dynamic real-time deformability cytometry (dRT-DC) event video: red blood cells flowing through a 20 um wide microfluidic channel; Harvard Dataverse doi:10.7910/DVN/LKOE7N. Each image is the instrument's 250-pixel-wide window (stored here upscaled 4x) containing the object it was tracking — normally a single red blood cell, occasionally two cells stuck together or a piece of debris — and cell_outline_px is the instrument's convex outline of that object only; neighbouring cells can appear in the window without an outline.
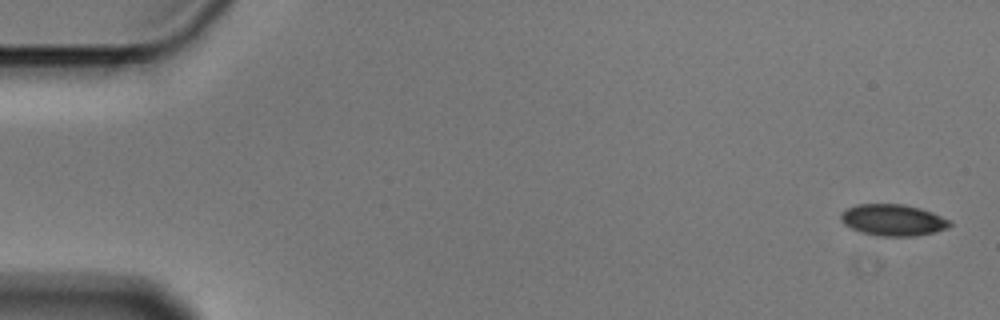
{"species": "Egyptian fruit bat (a non-hibernating species)", "species_latin": "Rousettus aegyptiacus", "temperature_condition": "cold", "stored_images_in_passage": 5, "camera_frame_rate_fps": 3000, "um_per_image_px": 0.085, "animal": {"sex": "male"}, "frame": {"image": 1, "passage_image": 1, "time_ms": 0.0, "image_size_px": [1000, 320], "cell_outline_px": [[952, 224], [948, 228], [936, 232], [916, 236], [876, 236], [860, 232], [844, 224], [840, 220], [840, 216], [848, 208], [856, 204], [904, 204], [920, 208], [932, 212], [948, 220]], "centroid_in_image_um": [75.91, 18.71], "position_along_channel_um": 9.1, "area_um2": 20.0}}
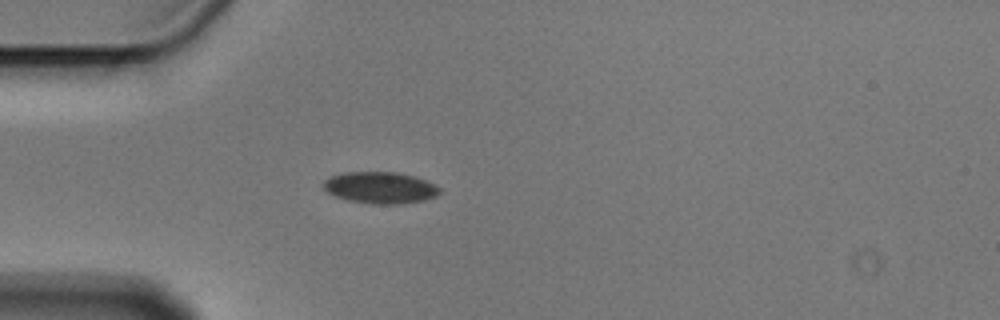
{"frame": {"image": 2, "passage_image": 5, "time_ms": 1.333, "image_size_px": [1000, 320], "cell_outline_px": [[440, 192], [436, 196], [424, 200], [400, 204], [372, 204], [348, 200], [336, 196], [328, 192], [324, 188], [324, 180], [332, 176], [344, 172], [396, 172], [412, 176], [424, 180], [440, 188]], "centroid_in_image_um": [32.31, 15.96], "position_along_channel_um": 52.7, "area_um2": 21.15}}